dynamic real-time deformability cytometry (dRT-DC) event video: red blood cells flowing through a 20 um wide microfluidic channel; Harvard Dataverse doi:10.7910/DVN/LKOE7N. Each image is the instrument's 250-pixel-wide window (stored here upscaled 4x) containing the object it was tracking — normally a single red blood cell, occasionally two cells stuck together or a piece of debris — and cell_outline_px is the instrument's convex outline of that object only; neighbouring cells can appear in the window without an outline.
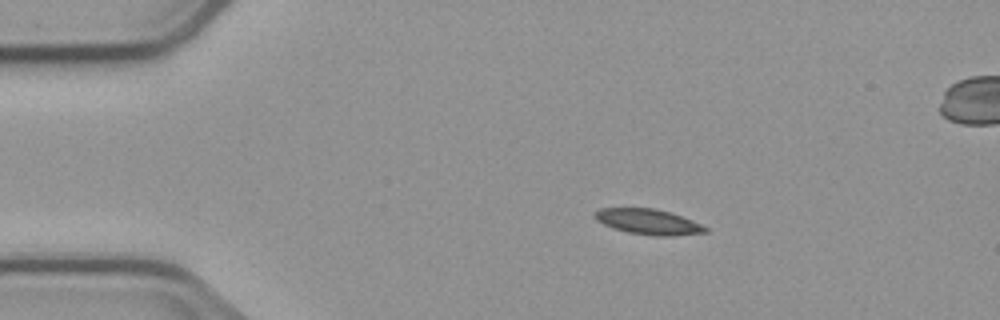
{"species": "common noctule bat (a hibernating species)", "species_latin": "Nyctalus noctula", "temperature_condition": "cold", "stored_images_in_passage": 5, "camera_frame_rate_fps": 3000, "um_per_image_px": 0.085, "animal": {"sex": "male", "body_mass_g": 23.1, "forearm_length_mm": 52.7}, "frame": {"image": 1, "passage_image": 2, "time_ms": 1.333, "image_size_px": [1000, 320], "cell_outline_px": [[708, 232], [672, 236], [656, 236], [628, 232], [604, 224], [596, 220], [592, 216], [600, 208], [652, 208], [668, 212], [692, 220], [708, 228]], "centroid_in_image_um": [55.11, 18.85], "position_along_channel_um": 29.9, "area_um2": 16.13}}
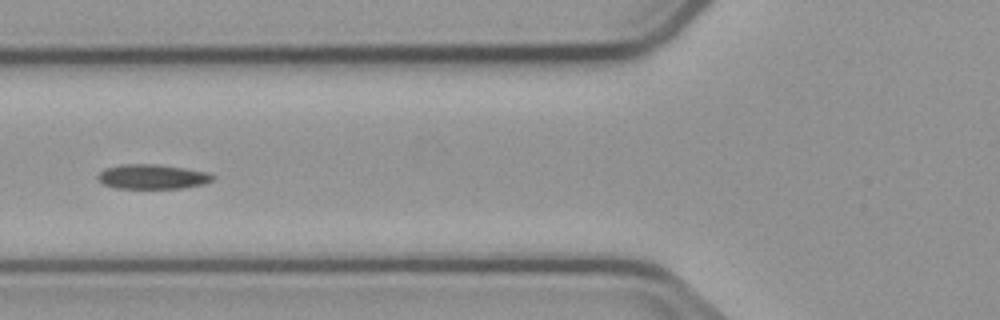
{"frame": {"image": 2, "passage_image": 5, "time_ms": 5.0, "image_size_px": [1000, 320], "cell_outline_px": [[216, 176], [212, 180], [204, 184], [180, 188], [116, 188], [104, 184], [96, 180], [96, 176], [104, 168], [120, 164], [156, 164], [184, 168], [208, 172]], "centroid_in_image_um": [12.92, 15.01], "position_along_channel_um": 112.9, "area_um2": 16.59}}